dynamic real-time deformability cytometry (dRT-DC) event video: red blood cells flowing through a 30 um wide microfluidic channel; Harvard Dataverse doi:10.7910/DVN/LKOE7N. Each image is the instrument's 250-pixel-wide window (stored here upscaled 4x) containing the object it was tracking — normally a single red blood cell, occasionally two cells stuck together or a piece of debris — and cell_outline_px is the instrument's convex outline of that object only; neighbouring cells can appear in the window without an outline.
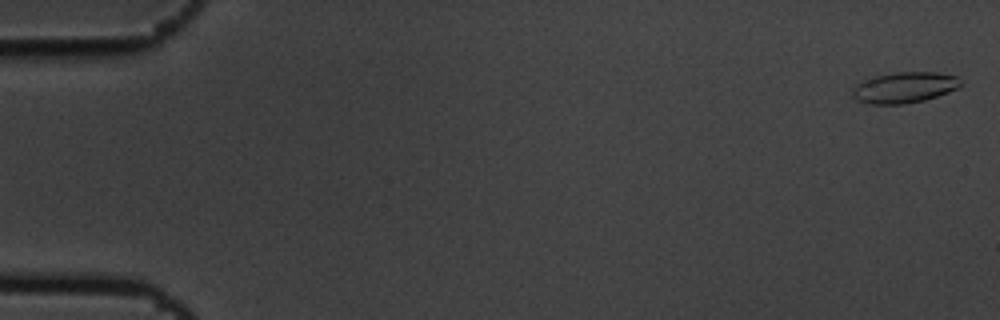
{"species": "common noctule bat (a hibernating species)", "species_latin": "Nyctalus noctula", "temperature_condition": "cold", "stored_images_in_passage": 6, "camera_frame_rate_fps": 3000, "um_per_image_px": 0.085, "animal": {"sex": "male", "body_mass_g": 19.5, "forearm_length_mm": 54.6}, "frame": {"image": 1, "passage_image": 1, "time_ms": 0.0, "image_size_px": [1000, 320], "cell_outline_px": [[960, 84], [956, 88], [948, 92], [924, 100], [904, 104], [872, 104], [856, 100], [852, 96], [852, 88], [856, 84], [864, 80], [876, 76], [896, 72], [936, 72], [956, 76], [960, 80]], "centroid_in_image_um": [76.83, 7.44], "position_along_channel_um": 8.2, "area_um2": 19.31}}